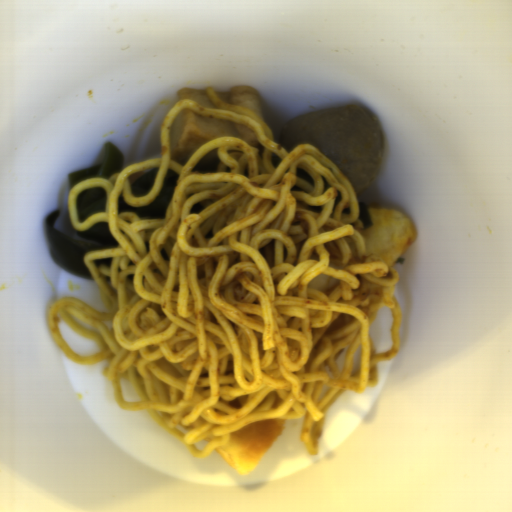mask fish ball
I'll return each instance as SVG.
<instances>
[{
  "mask_svg": "<svg viewBox=\"0 0 512 512\" xmlns=\"http://www.w3.org/2000/svg\"><path fill=\"white\" fill-rule=\"evenodd\" d=\"M219 147L214 148L213 150L206 153L203 157H201L193 168H203V167H215L219 166L220 158L218 155Z\"/></svg>",
  "mask_w": 512,
  "mask_h": 512,
  "instance_id": "fish-ball-4",
  "label": "fish ball"
},
{
  "mask_svg": "<svg viewBox=\"0 0 512 512\" xmlns=\"http://www.w3.org/2000/svg\"><path fill=\"white\" fill-rule=\"evenodd\" d=\"M214 93L224 103L248 109L265 123L261 100L254 87L247 84L235 85L229 88L227 92L214 91Z\"/></svg>",
  "mask_w": 512,
  "mask_h": 512,
  "instance_id": "fish-ball-2",
  "label": "fish ball"
},
{
  "mask_svg": "<svg viewBox=\"0 0 512 512\" xmlns=\"http://www.w3.org/2000/svg\"><path fill=\"white\" fill-rule=\"evenodd\" d=\"M220 137H239L253 146L263 157L265 147L255 130L235 119L200 114L184 108L172 121L168 144L170 159L186 166L192 155L207 142Z\"/></svg>",
  "mask_w": 512,
  "mask_h": 512,
  "instance_id": "fish-ball-1",
  "label": "fish ball"
},
{
  "mask_svg": "<svg viewBox=\"0 0 512 512\" xmlns=\"http://www.w3.org/2000/svg\"><path fill=\"white\" fill-rule=\"evenodd\" d=\"M177 98L179 102L184 99H192L204 107L216 108L207 95V89H195L189 86L183 87L177 92Z\"/></svg>",
  "mask_w": 512,
  "mask_h": 512,
  "instance_id": "fish-ball-3",
  "label": "fish ball"
}]
</instances>
